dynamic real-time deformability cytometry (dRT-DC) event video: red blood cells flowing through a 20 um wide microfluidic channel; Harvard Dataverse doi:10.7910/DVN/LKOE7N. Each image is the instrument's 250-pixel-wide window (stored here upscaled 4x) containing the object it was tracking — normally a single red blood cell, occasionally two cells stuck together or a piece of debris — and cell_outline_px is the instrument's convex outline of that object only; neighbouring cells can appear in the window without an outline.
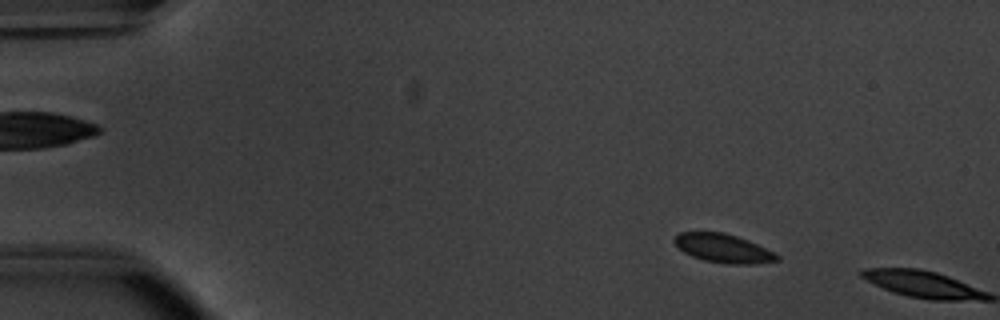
{"species": "common noctule bat (a hibernating species)", "species_latin": "Nyctalus noctula", "temperature_condition": "warm", "stored_images_in_passage": 3, "camera_frame_rate_fps": 3000, "um_per_image_px": 0.085, "animal": {"sex": "male", "body_mass_g": 20.1, "forearm_length_mm": 53.5}, "frame": {"image": 1, "passage_image": 2, "time_ms": 0.333, "image_size_px": [1000, 320], "cell_outline_px": [[780, 260], [756, 264], [728, 264], [704, 260], [692, 256], [684, 252], [672, 240], [680, 232], [724, 232], [748, 240], [776, 252], [780, 256]], "centroid_in_image_um": [61.53, 21.11], "position_along_channel_um": 23.5, "area_um2": 17.22}}